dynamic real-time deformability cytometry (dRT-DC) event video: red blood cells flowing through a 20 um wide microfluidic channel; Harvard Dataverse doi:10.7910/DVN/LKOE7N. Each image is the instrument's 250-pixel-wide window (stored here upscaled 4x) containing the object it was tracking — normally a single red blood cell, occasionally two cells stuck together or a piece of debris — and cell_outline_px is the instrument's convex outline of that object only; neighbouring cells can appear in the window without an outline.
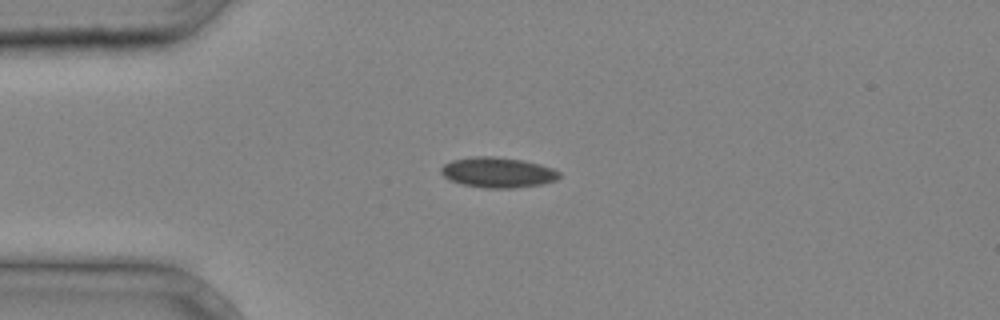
{"species": "common noctule bat (a hibernating species)", "species_latin": "Nyctalus noctula", "temperature_condition": "cold", "stored_images_in_passage": 5, "camera_frame_rate_fps": 3000, "um_per_image_px": 0.085, "animal": {"sex": "male", "body_mass_g": 20.4}, "frame": {"image": 1, "passage_image": 5, "time_ms": 1.333, "image_size_px": [1000, 320], "cell_outline_px": [[560, 176], [556, 180], [540, 184], [516, 188], [484, 188], [464, 184], [452, 180], [444, 176], [440, 172], [440, 168], [444, 164], [452, 160], [476, 156], [492, 156], [524, 160], [540, 164], [552, 168], [560, 172]], "centroid_in_image_um": [42.32, 14.65], "position_along_channel_um": 42.7, "area_um2": 20.81}}